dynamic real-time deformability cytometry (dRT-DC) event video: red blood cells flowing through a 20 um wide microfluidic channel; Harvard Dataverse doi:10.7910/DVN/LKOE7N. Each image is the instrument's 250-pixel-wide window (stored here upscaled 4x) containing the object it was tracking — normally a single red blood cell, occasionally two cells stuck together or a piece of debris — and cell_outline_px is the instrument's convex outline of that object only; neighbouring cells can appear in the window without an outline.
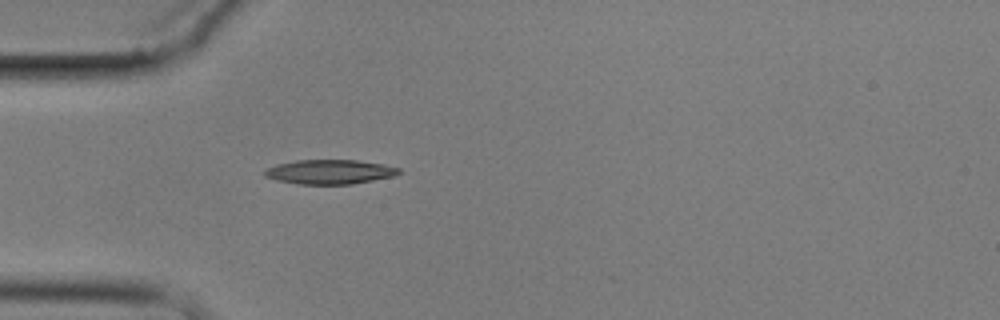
{"species": "common noctule bat (a hibernating species)", "species_latin": "Nyctalus noctula", "temperature_condition": "cold", "stored_images_in_passage": 1, "camera_frame_rate_fps": 3000, "um_per_image_px": 0.085, "animal": {"sex": "male", "body_mass_g": 17.9}, "frame": {"image": 1, "passage_image": 1, "time_ms": 0.0, "image_size_px": [1000, 320], "cell_outline_px": [[400, 172], [396, 176], [352, 184], [300, 184], [276, 180], [264, 176], [264, 172], [268, 168], [276, 164], [296, 160], [356, 160], [384, 164], [400, 168]], "centroid_in_image_um": [28.05, 14.6], "position_along_channel_um": 56.9, "area_um2": 19.13}}